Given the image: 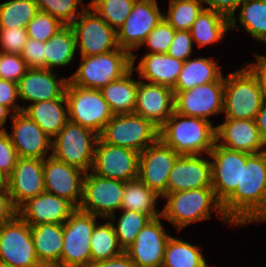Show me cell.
Instances as JSON below:
<instances>
[{
    "instance_id": "8",
    "label": "cell",
    "mask_w": 266,
    "mask_h": 267,
    "mask_svg": "<svg viewBox=\"0 0 266 267\" xmlns=\"http://www.w3.org/2000/svg\"><path fill=\"white\" fill-rule=\"evenodd\" d=\"M68 121L52 140V156L86 173L92 168L98 134Z\"/></svg>"
},
{
    "instance_id": "52",
    "label": "cell",
    "mask_w": 266,
    "mask_h": 267,
    "mask_svg": "<svg viewBox=\"0 0 266 267\" xmlns=\"http://www.w3.org/2000/svg\"><path fill=\"white\" fill-rule=\"evenodd\" d=\"M257 63L248 64L247 69L254 75L256 78L259 89L262 95V101L266 103V59L262 55H257Z\"/></svg>"
},
{
    "instance_id": "42",
    "label": "cell",
    "mask_w": 266,
    "mask_h": 267,
    "mask_svg": "<svg viewBox=\"0 0 266 267\" xmlns=\"http://www.w3.org/2000/svg\"><path fill=\"white\" fill-rule=\"evenodd\" d=\"M38 10L46 12L61 21L64 25H71L81 14L77 13L78 5L86 8L82 0H34ZM81 3V4H80Z\"/></svg>"
},
{
    "instance_id": "21",
    "label": "cell",
    "mask_w": 266,
    "mask_h": 267,
    "mask_svg": "<svg viewBox=\"0 0 266 267\" xmlns=\"http://www.w3.org/2000/svg\"><path fill=\"white\" fill-rule=\"evenodd\" d=\"M13 132L8 133L17 154L21 158L45 159L52 149L50 138L26 113L11 114Z\"/></svg>"
},
{
    "instance_id": "39",
    "label": "cell",
    "mask_w": 266,
    "mask_h": 267,
    "mask_svg": "<svg viewBox=\"0 0 266 267\" xmlns=\"http://www.w3.org/2000/svg\"><path fill=\"white\" fill-rule=\"evenodd\" d=\"M202 2L204 0H170L168 14H163V18L176 31H189L205 8L201 4Z\"/></svg>"
},
{
    "instance_id": "14",
    "label": "cell",
    "mask_w": 266,
    "mask_h": 267,
    "mask_svg": "<svg viewBox=\"0 0 266 267\" xmlns=\"http://www.w3.org/2000/svg\"><path fill=\"white\" fill-rule=\"evenodd\" d=\"M174 92L175 112L191 117H208L223 112L224 77L186 91Z\"/></svg>"
},
{
    "instance_id": "11",
    "label": "cell",
    "mask_w": 266,
    "mask_h": 267,
    "mask_svg": "<svg viewBox=\"0 0 266 267\" xmlns=\"http://www.w3.org/2000/svg\"><path fill=\"white\" fill-rule=\"evenodd\" d=\"M125 194L124 182L87 172L83 181V197L79 209L95 216L115 220L114 211L121 210Z\"/></svg>"
},
{
    "instance_id": "31",
    "label": "cell",
    "mask_w": 266,
    "mask_h": 267,
    "mask_svg": "<svg viewBox=\"0 0 266 267\" xmlns=\"http://www.w3.org/2000/svg\"><path fill=\"white\" fill-rule=\"evenodd\" d=\"M213 60L203 57L186 60L173 91H186L199 85L217 81L222 76V72L220 66Z\"/></svg>"
},
{
    "instance_id": "44",
    "label": "cell",
    "mask_w": 266,
    "mask_h": 267,
    "mask_svg": "<svg viewBox=\"0 0 266 267\" xmlns=\"http://www.w3.org/2000/svg\"><path fill=\"white\" fill-rule=\"evenodd\" d=\"M176 30L163 19L146 37L142 45L147 44L149 53L166 54L175 36Z\"/></svg>"
},
{
    "instance_id": "25",
    "label": "cell",
    "mask_w": 266,
    "mask_h": 267,
    "mask_svg": "<svg viewBox=\"0 0 266 267\" xmlns=\"http://www.w3.org/2000/svg\"><path fill=\"white\" fill-rule=\"evenodd\" d=\"M212 187L211 163L199 155H180L167 181V193Z\"/></svg>"
},
{
    "instance_id": "16",
    "label": "cell",
    "mask_w": 266,
    "mask_h": 267,
    "mask_svg": "<svg viewBox=\"0 0 266 267\" xmlns=\"http://www.w3.org/2000/svg\"><path fill=\"white\" fill-rule=\"evenodd\" d=\"M250 153L231 150L215 142L208 156L211 163V183L216 198L222 203L241 183L242 164Z\"/></svg>"
},
{
    "instance_id": "3",
    "label": "cell",
    "mask_w": 266,
    "mask_h": 267,
    "mask_svg": "<svg viewBox=\"0 0 266 267\" xmlns=\"http://www.w3.org/2000/svg\"><path fill=\"white\" fill-rule=\"evenodd\" d=\"M167 203L161 211V218L167 219L180 231L187 225L210 219L212 208L225 223L232 224L225 216L221 202L216 198L212 187L167 193L163 196Z\"/></svg>"
},
{
    "instance_id": "30",
    "label": "cell",
    "mask_w": 266,
    "mask_h": 267,
    "mask_svg": "<svg viewBox=\"0 0 266 267\" xmlns=\"http://www.w3.org/2000/svg\"><path fill=\"white\" fill-rule=\"evenodd\" d=\"M63 104L67 105L66 98L41 101L32 103L27 108L23 107V112L52 138L55 137L69 121L68 109L65 110Z\"/></svg>"
},
{
    "instance_id": "38",
    "label": "cell",
    "mask_w": 266,
    "mask_h": 267,
    "mask_svg": "<svg viewBox=\"0 0 266 267\" xmlns=\"http://www.w3.org/2000/svg\"><path fill=\"white\" fill-rule=\"evenodd\" d=\"M239 7V21L246 32L266 43V0H243Z\"/></svg>"
},
{
    "instance_id": "15",
    "label": "cell",
    "mask_w": 266,
    "mask_h": 267,
    "mask_svg": "<svg viewBox=\"0 0 266 267\" xmlns=\"http://www.w3.org/2000/svg\"><path fill=\"white\" fill-rule=\"evenodd\" d=\"M157 0H136L130 16L125 20L117 33L119 48L133 55L147 35L164 19Z\"/></svg>"
},
{
    "instance_id": "19",
    "label": "cell",
    "mask_w": 266,
    "mask_h": 267,
    "mask_svg": "<svg viewBox=\"0 0 266 267\" xmlns=\"http://www.w3.org/2000/svg\"><path fill=\"white\" fill-rule=\"evenodd\" d=\"M160 217L151 219L125 250L136 267H161L170 235L163 230Z\"/></svg>"
},
{
    "instance_id": "22",
    "label": "cell",
    "mask_w": 266,
    "mask_h": 267,
    "mask_svg": "<svg viewBox=\"0 0 266 267\" xmlns=\"http://www.w3.org/2000/svg\"><path fill=\"white\" fill-rule=\"evenodd\" d=\"M76 209L68 200L43 192L23 203L17 209V214L30 226L64 224Z\"/></svg>"
},
{
    "instance_id": "7",
    "label": "cell",
    "mask_w": 266,
    "mask_h": 267,
    "mask_svg": "<svg viewBox=\"0 0 266 267\" xmlns=\"http://www.w3.org/2000/svg\"><path fill=\"white\" fill-rule=\"evenodd\" d=\"M65 97L69 121L100 134L114 115L100 90L83 88L68 82Z\"/></svg>"
},
{
    "instance_id": "17",
    "label": "cell",
    "mask_w": 266,
    "mask_h": 267,
    "mask_svg": "<svg viewBox=\"0 0 266 267\" xmlns=\"http://www.w3.org/2000/svg\"><path fill=\"white\" fill-rule=\"evenodd\" d=\"M180 155L160 139L139 153L138 179L161 197L167 194V181Z\"/></svg>"
},
{
    "instance_id": "51",
    "label": "cell",
    "mask_w": 266,
    "mask_h": 267,
    "mask_svg": "<svg viewBox=\"0 0 266 267\" xmlns=\"http://www.w3.org/2000/svg\"><path fill=\"white\" fill-rule=\"evenodd\" d=\"M243 0H204L210 7L207 9L219 12L230 19V28H239L236 25L235 10Z\"/></svg>"
},
{
    "instance_id": "1",
    "label": "cell",
    "mask_w": 266,
    "mask_h": 267,
    "mask_svg": "<svg viewBox=\"0 0 266 267\" xmlns=\"http://www.w3.org/2000/svg\"><path fill=\"white\" fill-rule=\"evenodd\" d=\"M221 204L235 226L266 221V151L247 157L240 185Z\"/></svg>"
},
{
    "instance_id": "34",
    "label": "cell",
    "mask_w": 266,
    "mask_h": 267,
    "mask_svg": "<svg viewBox=\"0 0 266 267\" xmlns=\"http://www.w3.org/2000/svg\"><path fill=\"white\" fill-rule=\"evenodd\" d=\"M76 49L73 29L70 25H65L45 42V68L53 70L55 66L69 64L74 58Z\"/></svg>"
},
{
    "instance_id": "40",
    "label": "cell",
    "mask_w": 266,
    "mask_h": 267,
    "mask_svg": "<svg viewBox=\"0 0 266 267\" xmlns=\"http://www.w3.org/2000/svg\"><path fill=\"white\" fill-rule=\"evenodd\" d=\"M135 1L136 0H92L88 5L89 8L94 10L110 27L118 31L125 20L130 16Z\"/></svg>"
},
{
    "instance_id": "46",
    "label": "cell",
    "mask_w": 266,
    "mask_h": 267,
    "mask_svg": "<svg viewBox=\"0 0 266 267\" xmlns=\"http://www.w3.org/2000/svg\"><path fill=\"white\" fill-rule=\"evenodd\" d=\"M27 40L26 28L0 29V52L20 55Z\"/></svg>"
},
{
    "instance_id": "5",
    "label": "cell",
    "mask_w": 266,
    "mask_h": 267,
    "mask_svg": "<svg viewBox=\"0 0 266 267\" xmlns=\"http://www.w3.org/2000/svg\"><path fill=\"white\" fill-rule=\"evenodd\" d=\"M262 103L258 82L247 67L224 77L225 118L255 120Z\"/></svg>"
},
{
    "instance_id": "50",
    "label": "cell",
    "mask_w": 266,
    "mask_h": 267,
    "mask_svg": "<svg viewBox=\"0 0 266 267\" xmlns=\"http://www.w3.org/2000/svg\"><path fill=\"white\" fill-rule=\"evenodd\" d=\"M19 97L18 83L0 79V105L7 107L14 113L22 112L23 106L15 104L16 98Z\"/></svg>"
},
{
    "instance_id": "10",
    "label": "cell",
    "mask_w": 266,
    "mask_h": 267,
    "mask_svg": "<svg viewBox=\"0 0 266 267\" xmlns=\"http://www.w3.org/2000/svg\"><path fill=\"white\" fill-rule=\"evenodd\" d=\"M0 262L12 267H43L35 253L30 225L18 214L0 226Z\"/></svg>"
},
{
    "instance_id": "35",
    "label": "cell",
    "mask_w": 266,
    "mask_h": 267,
    "mask_svg": "<svg viewBox=\"0 0 266 267\" xmlns=\"http://www.w3.org/2000/svg\"><path fill=\"white\" fill-rule=\"evenodd\" d=\"M161 267H208L198 246L169 237Z\"/></svg>"
},
{
    "instance_id": "23",
    "label": "cell",
    "mask_w": 266,
    "mask_h": 267,
    "mask_svg": "<svg viewBox=\"0 0 266 267\" xmlns=\"http://www.w3.org/2000/svg\"><path fill=\"white\" fill-rule=\"evenodd\" d=\"M215 134L217 144L225 148L250 154L266 151L256 120L226 118L223 124L215 126Z\"/></svg>"
},
{
    "instance_id": "33",
    "label": "cell",
    "mask_w": 266,
    "mask_h": 267,
    "mask_svg": "<svg viewBox=\"0 0 266 267\" xmlns=\"http://www.w3.org/2000/svg\"><path fill=\"white\" fill-rule=\"evenodd\" d=\"M125 194L122 197L121 210H133L148 214L152 219L162 216L156 209V200L161 197L157 192L149 189L139 179L124 182Z\"/></svg>"
},
{
    "instance_id": "18",
    "label": "cell",
    "mask_w": 266,
    "mask_h": 267,
    "mask_svg": "<svg viewBox=\"0 0 266 267\" xmlns=\"http://www.w3.org/2000/svg\"><path fill=\"white\" fill-rule=\"evenodd\" d=\"M43 173L45 192L66 199L79 208L85 171L59 161L50 154L43 160Z\"/></svg>"
},
{
    "instance_id": "56",
    "label": "cell",
    "mask_w": 266,
    "mask_h": 267,
    "mask_svg": "<svg viewBox=\"0 0 266 267\" xmlns=\"http://www.w3.org/2000/svg\"><path fill=\"white\" fill-rule=\"evenodd\" d=\"M9 113L10 110L7 107L0 105V131L6 130L5 128L2 127L6 123L7 116Z\"/></svg>"
},
{
    "instance_id": "41",
    "label": "cell",
    "mask_w": 266,
    "mask_h": 267,
    "mask_svg": "<svg viewBox=\"0 0 266 267\" xmlns=\"http://www.w3.org/2000/svg\"><path fill=\"white\" fill-rule=\"evenodd\" d=\"M121 217L117 221L114 230L119 246L125 251L137 237L141 229L152 219L148 214L133 210H122Z\"/></svg>"
},
{
    "instance_id": "58",
    "label": "cell",
    "mask_w": 266,
    "mask_h": 267,
    "mask_svg": "<svg viewBox=\"0 0 266 267\" xmlns=\"http://www.w3.org/2000/svg\"><path fill=\"white\" fill-rule=\"evenodd\" d=\"M0 267H12V266H10V265H7V264H5V263H2V262H0Z\"/></svg>"
},
{
    "instance_id": "4",
    "label": "cell",
    "mask_w": 266,
    "mask_h": 267,
    "mask_svg": "<svg viewBox=\"0 0 266 267\" xmlns=\"http://www.w3.org/2000/svg\"><path fill=\"white\" fill-rule=\"evenodd\" d=\"M131 69L132 55L118 48L104 54L81 57V65L68 79L72 85L101 90Z\"/></svg>"
},
{
    "instance_id": "37",
    "label": "cell",
    "mask_w": 266,
    "mask_h": 267,
    "mask_svg": "<svg viewBox=\"0 0 266 267\" xmlns=\"http://www.w3.org/2000/svg\"><path fill=\"white\" fill-rule=\"evenodd\" d=\"M34 0H9L0 4V29L26 28L38 12Z\"/></svg>"
},
{
    "instance_id": "36",
    "label": "cell",
    "mask_w": 266,
    "mask_h": 267,
    "mask_svg": "<svg viewBox=\"0 0 266 267\" xmlns=\"http://www.w3.org/2000/svg\"><path fill=\"white\" fill-rule=\"evenodd\" d=\"M91 262L108 260L114 258L123 252L119 246L115 234L113 222H107L104 225L95 224L94 231L90 238Z\"/></svg>"
},
{
    "instance_id": "6",
    "label": "cell",
    "mask_w": 266,
    "mask_h": 267,
    "mask_svg": "<svg viewBox=\"0 0 266 267\" xmlns=\"http://www.w3.org/2000/svg\"><path fill=\"white\" fill-rule=\"evenodd\" d=\"M98 137L110 145L141 153L159 139V128L135 113L119 114L112 116Z\"/></svg>"
},
{
    "instance_id": "12",
    "label": "cell",
    "mask_w": 266,
    "mask_h": 267,
    "mask_svg": "<svg viewBox=\"0 0 266 267\" xmlns=\"http://www.w3.org/2000/svg\"><path fill=\"white\" fill-rule=\"evenodd\" d=\"M81 14L70 25L81 57L99 55L119 48L117 33L95 11L82 8Z\"/></svg>"
},
{
    "instance_id": "57",
    "label": "cell",
    "mask_w": 266,
    "mask_h": 267,
    "mask_svg": "<svg viewBox=\"0 0 266 267\" xmlns=\"http://www.w3.org/2000/svg\"><path fill=\"white\" fill-rule=\"evenodd\" d=\"M8 190V176L0 170V191Z\"/></svg>"
},
{
    "instance_id": "54",
    "label": "cell",
    "mask_w": 266,
    "mask_h": 267,
    "mask_svg": "<svg viewBox=\"0 0 266 267\" xmlns=\"http://www.w3.org/2000/svg\"><path fill=\"white\" fill-rule=\"evenodd\" d=\"M87 267H136L128 254L123 251L118 256L96 262H91Z\"/></svg>"
},
{
    "instance_id": "29",
    "label": "cell",
    "mask_w": 266,
    "mask_h": 267,
    "mask_svg": "<svg viewBox=\"0 0 266 267\" xmlns=\"http://www.w3.org/2000/svg\"><path fill=\"white\" fill-rule=\"evenodd\" d=\"M136 56L132 55V69L122 78L104 86L100 91L114 115L131 114L136 107L139 81L131 79Z\"/></svg>"
},
{
    "instance_id": "32",
    "label": "cell",
    "mask_w": 266,
    "mask_h": 267,
    "mask_svg": "<svg viewBox=\"0 0 266 267\" xmlns=\"http://www.w3.org/2000/svg\"><path fill=\"white\" fill-rule=\"evenodd\" d=\"M230 29V19L223 14L204 8L192 24L191 37L199 47L220 41ZM196 42V43H195Z\"/></svg>"
},
{
    "instance_id": "28",
    "label": "cell",
    "mask_w": 266,
    "mask_h": 267,
    "mask_svg": "<svg viewBox=\"0 0 266 267\" xmlns=\"http://www.w3.org/2000/svg\"><path fill=\"white\" fill-rule=\"evenodd\" d=\"M35 253L43 267H60L63 247V224H38L30 226Z\"/></svg>"
},
{
    "instance_id": "47",
    "label": "cell",
    "mask_w": 266,
    "mask_h": 267,
    "mask_svg": "<svg viewBox=\"0 0 266 267\" xmlns=\"http://www.w3.org/2000/svg\"><path fill=\"white\" fill-rule=\"evenodd\" d=\"M19 156L6 130L0 131V170L9 176Z\"/></svg>"
},
{
    "instance_id": "24",
    "label": "cell",
    "mask_w": 266,
    "mask_h": 267,
    "mask_svg": "<svg viewBox=\"0 0 266 267\" xmlns=\"http://www.w3.org/2000/svg\"><path fill=\"white\" fill-rule=\"evenodd\" d=\"M173 89L139 80L136 107L133 113L160 128L175 112Z\"/></svg>"
},
{
    "instance_id": "53",
    "label": "cell",
    "mask_w": 266,
    "mask_h": 267,
    "mask_svg": "<svg viewBox=\"0 0 266 267\" xmlns=\"http://www.w3.org/2000/svg\"><path fill=\"white\" fill-rule=\"evenodd\" d=\"M17 214V209L13 206L9 193L0 191V226L10 221Z\"/></svg>"
},
{
    "instance_id": "13",
    "label": "cell",
    "mask_w": 266,
    "mask_h": 267,
    "mask_svg": "<svg viewBox=\"0 0 266 267\" xmlns=\"http://www.w3.org/2000/svg\"><path fill=\"white\" fill-rule=\"evenodd\" d=\"M91 172L100 177L123 182L138 179L139 153L120 146L110 145L97 139Z\"/></svg>"
},
{
    "instance_id": "26",
    "label": "cell",
    "mask_w": 266,
    "mask_h": 267,
    "mask_svg": "<svg viewBox=\"0 0 266 267\" xmlns=\"http://www.w3.org/2000/svg\"><path fill=\"white\" fill-rule=\"evenodd\" d=\"M69 79L60 81L53 70L47 68H29L18 82L19 97L22 100L37 103L56 98H66L65 91Z\"/></svg>"
},
{
    "instance_id": "49",
    "label": "cell",
    "mask_w": 266,
    "mask_h": 267,
    "mask_svg": "<svg viewBox=\"0 0 266 267\" xmlns=\"http://www.w3.org/2000/svg\"><path fill=\"white\" fill-rule=\"evenodd\" d=\"M20 55L29 68H45V42L28 38Z\"/></svg>"
},
{
    "instance_id": "27",
    "label": "cell",
    "mask_w": 266,
    "mask_h": 267,
    "mask_svg": "<svg viewBox=\"0 0 266 267\" xmlns=\"http://www.w3.org/2000/svg\"><path fill=\"white\" fill-rule=\"evenodd\" d=\"M184 61L164 53H146L136 67L141 78L150 83L174 88Z\"/></svg>"
},
{
    "instance_id": "45",
    "label": "cell",
    "mask_w": 266,
    "mask_h": 267,
    "mask_svg": "<svg viewBox=\"0 0 266 267\" xmlns=\"http://www.w3.org/2000/svg\"><path fill=\"white\" fill-rule=\"evenodd\" d=\"M28 69L21 55L0 52V79L18 83Z\"/></svg>"
},
{
    "instance_id": "2",
    "label": "cell",
    "mask_w": 266,
    "mask_h": 267,
    "mask_svg": "<svg viewBox=\"0 0 266 267\" xmlns=\"http://www.w3.org/2000/svg\"><path fill=\"white\" fill-rule=\"evenodd\" d=\"M159 139L179 155L209 154L216 142L210 120L174 112L159 128Z\"/></svg>"
},
{
    "instance_id": "20",
    "label": "cell",
    "mask_w": 266,
    "mask_h": 267,
    "mask_svg": "<svg viewBox=\"0 0 266 267\" xmlns=\"http://www.w3.org/2000/svg\"><path fill=\"white\" fill-rule=\"evenodd\" d=\"M7 192L16 209L28 199L45 192L43 159L19 157L8 176Z\"/></svg>"
},
{
    "instance_id": "48",
    "label": "cell",
    "mask_w": 266,
    "mask_h": 267,
    "mask_svg": "<svg viewBox=\"0 0 266 267\" xmlns=\"http://www.w3.org/2000/svg\"><path fill=\"white\" fill-rule=\"evenodd\" d=\"M193 44L190 31H176L166 54L185 62L191 56Z\"/></svg>"
},
{
    "instance_id": "9",
    "label": "cell",
    "mask_w": 266,
    "mask_h": 267,
    "mask_svg": "<svg viewBox=\"0 0 266 267\" xmlns=\"http://www.w3.org/2000/svg\"><path fill=\"white\" fill-rule=\"evenodd\" d=\"M96 218L77 208L63 224L60 267H87L91 263L90 238Z\"/></svg>"
},
{
    "instance_id": "55",
    "label": "cell",
    "mask_w": 266,
    "mask_h": 267,
    "mask_svg": "<svg viewBox=\"0 0 266 267\" xmlns=\"http://www.w3.org/2000/svg\"><path fill=\"white\" fill-rule=\"evenodd\" d=\"M256 125L259 129L260 135L262 139L266 143V103L263 102L260 111L256 116Z\"/></svg>"
},
{
    "instance_id": "43",
    "label": "cell",
    "mask_w": 266,
    "mask_h": 267,
    "mask_svg": "<svg viewBox=\"0 0 266 267\" xmlns=\"http://www.w3.org/2000/svg\"><path fill=\"white\" fill-rule=\"evenodd\" d=\"M65 25L50 14L38 11L35 17L27 24L28 38L40 42H47Z\"/></svg>"
}]
</instances>
